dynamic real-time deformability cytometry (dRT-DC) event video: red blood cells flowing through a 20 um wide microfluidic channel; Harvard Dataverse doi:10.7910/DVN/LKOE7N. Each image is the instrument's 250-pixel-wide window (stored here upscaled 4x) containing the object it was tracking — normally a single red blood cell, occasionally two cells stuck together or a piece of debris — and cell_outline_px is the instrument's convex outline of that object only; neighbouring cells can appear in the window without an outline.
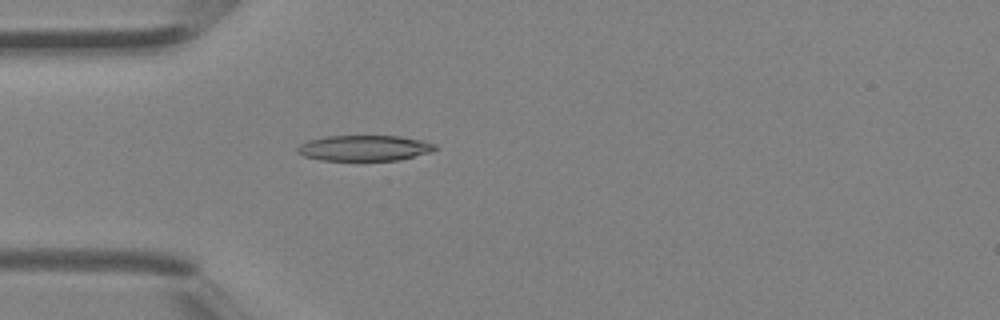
{"species": "Egyptian fruit bat (a non-hibernating species)", "species_latin": "Rousettus aegyptiacus", "temperature_condition": "room temperature", "stored_images_in_passage": 2, "camera_frame_rate_fps": 3000, "um_per_image_px": 0.085, "animal": {"sex": "female"}, "frame": {"image": 1, "passage_image": 2, "time_ms": 0.333, "image_size_px": [1000, 320], "cell_outline_px": [[440, 148], [432, 152], [400, 160], [320, 160], [304, 156], [296, 152], [296, 148], [300, 144], [308, 140], [328, 136], [400, 136], [424, 140], [436, 144]], "centroid_in_image_um": [31.02, 12.58], "position_along_channel_um": 54.0, "area_um2": 20.81}}